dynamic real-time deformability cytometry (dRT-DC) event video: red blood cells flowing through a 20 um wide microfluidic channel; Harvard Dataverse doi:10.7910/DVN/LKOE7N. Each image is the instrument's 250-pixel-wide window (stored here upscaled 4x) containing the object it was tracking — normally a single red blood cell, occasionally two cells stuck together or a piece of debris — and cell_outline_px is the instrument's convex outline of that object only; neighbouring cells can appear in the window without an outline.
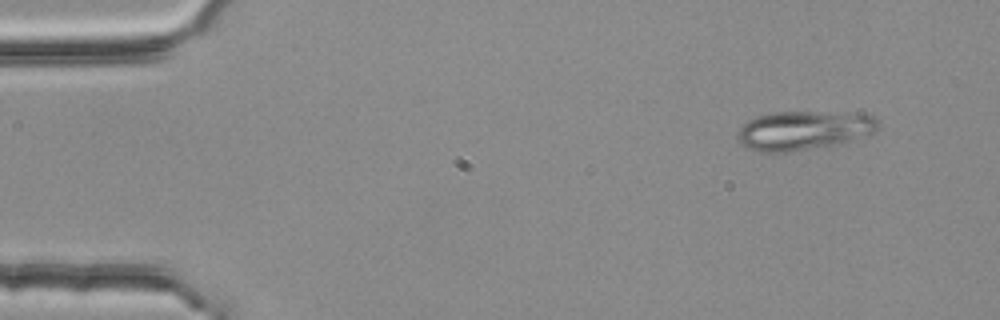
{"species": "common noctule bat (a hibernating species)", "species_latin": "Nyctalus noctula", "temperature_condition": "room temperature", "stored_images_in_passage": 3, "camera_frame_rate_fps": 3000, "um_per_image_px": 0.085, "animal": {"sex": "female", "body_mass_g": 25.1}, "frame": {"image": 1, "passage_image": 1, "time_ms": 0.0, "image_size_px": [1000, 320], "cell_outline_px": [[876, 128], [872, 132], [836, 144], [784, 152], [760, 152], [748, 148], [740, 140], [740, 128], [748, 120], [760, 116], [776, 112], [860, 112], [876, 116]], "centroid_in_image_um": [68.33, 11.05], "position_along_channel_um": 16.7, "area_um2": 31.21}}